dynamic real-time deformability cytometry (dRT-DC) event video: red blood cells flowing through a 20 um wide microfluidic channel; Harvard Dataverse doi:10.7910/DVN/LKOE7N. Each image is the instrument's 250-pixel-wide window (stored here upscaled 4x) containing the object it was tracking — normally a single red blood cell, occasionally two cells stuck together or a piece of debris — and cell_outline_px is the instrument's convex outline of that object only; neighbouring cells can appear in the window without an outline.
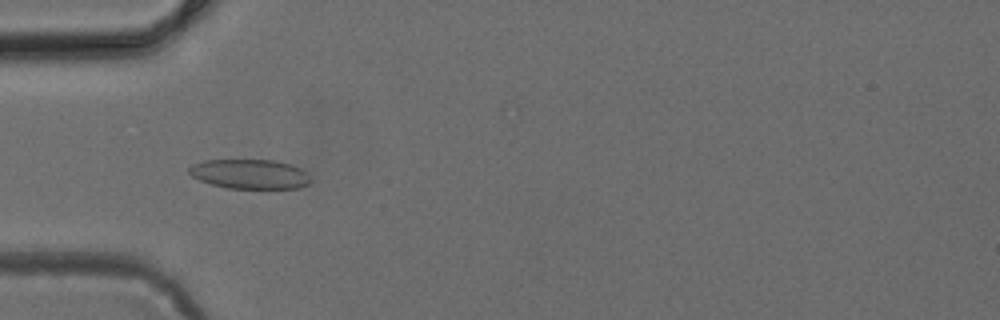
{"species": "common noctule bat (a hibernating species)", "species_latin": "Nyctalus noctula", "temperature_condition": "cold", "stored_images_in_passage": 37, "camera_frame_rate_fps": 3000, "um_per_image_px": 0.085, "animal": {"sex": "female", "body_mass_g": 24.6, "forearm_length_mm": 56.2}, "frame": {"image": 1, "passage_image": 4, "time_ms": 1.0, "image_size_px": [1000, 320], "cell_outline_px": [[312, 180], [308, 184], [300, 188], [228, 188], [212, 184], [200, 180], [192, 176], [188, 172], [188, 168], [192, 164], [204, 160], [272, 160], [292, 164], [300, 168]], "centroid_in_image_um": [21.23, 14.79], "position_along_channel_um": 63.8, "area_um2": 20.87}}
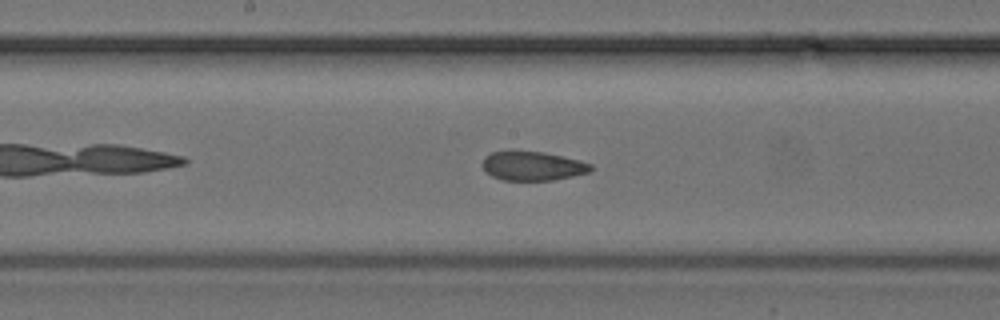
{"frame": {"image": 2, "passage_image": 14, "time_ms": 4.333, "image_size_px": [1000, 320], "cell_outline_px": [[592, 172], [552, 180], [500, 180], [492, 176], [480, 164], [484, 156], [492, 152], [512, 148], [544, 152], [580, 160], [592, 164]], "centroid_in_image_um": [45.23, 14.06], "position_along_channel_um": 203.0, "area_um2": 19.02}}
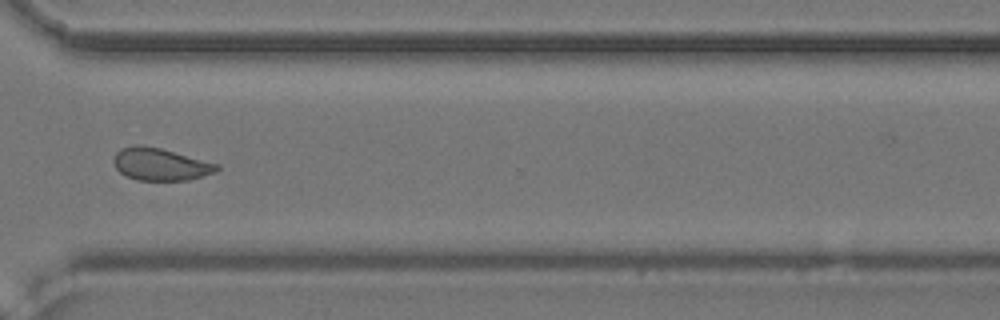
{"frame": {"image": 3, "passage_image": 25, "time_ms": 8.0, "image_size_px": [1000, 320], "cell_outline_px": [[220, 168], [216, 172], [188, 180], [136, 180], [120, 172], [116, 168], [112, 160], [116, 152], [120, 148], [136, 144], [140, 144], [160, 148], [220, 164]], "centroid_in_image_um": [13.63, 13.95], "position_along_channel_um": 357.0, "area_um2": 19.54}}